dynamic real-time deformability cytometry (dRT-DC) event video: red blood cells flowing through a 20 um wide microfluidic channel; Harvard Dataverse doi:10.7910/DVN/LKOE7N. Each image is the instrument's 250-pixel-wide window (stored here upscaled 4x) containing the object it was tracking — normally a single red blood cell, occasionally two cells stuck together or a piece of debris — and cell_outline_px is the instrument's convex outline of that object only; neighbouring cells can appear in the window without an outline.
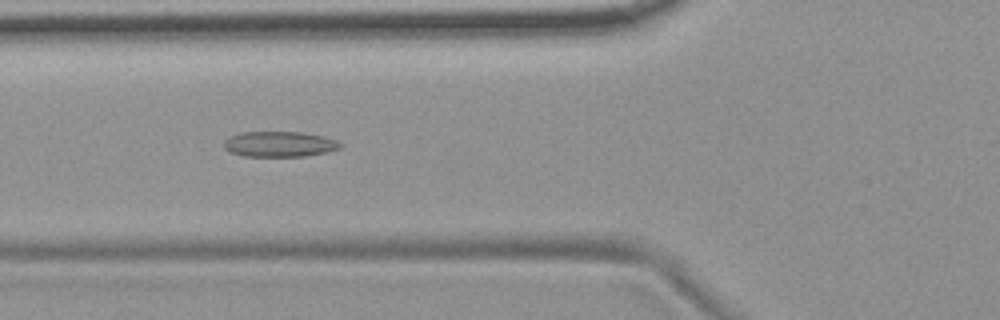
{"species": "common noctule bat (a hibernating species)", "species_latin": "Nyctalus noctula", "temperature_condition": "room temperature", "stored_images_in_passage": 49, "camera_frame_rate_fps": 3000, "um_per_image_px": 0.085, "animal": {"sex": "female", "body_mass_g": 19.9}, "frame": {"image": 1, "passage_image": 15, "time_ms": 4.667, "image_size_px": [1000, 320], "cell_outline_px": [[344, 144], [340, 148], [328, 152], [304, 156], [244, 156], [228, 152], [224, 148], [224, 140], [232, 136], [244, 132], [304, 132], [324, 136], [336, 140]], "centroid_in_image_um": [23.79, 12.25], "position_along_channel_um": 102.0, "area_um2": 17.34}}
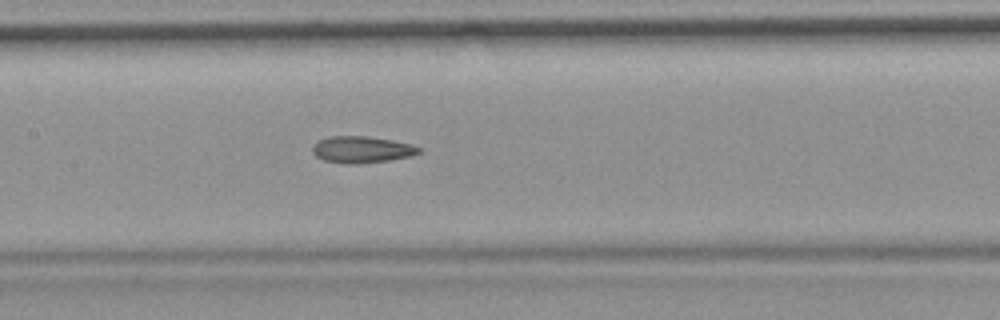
{"frame": {"image": 2, "passage_image": 21, "time_ms": 6.667, "image_size_px": [1000, 320], "cell_outline_px": [[424, 152], [412, 156], [388, 160], [356, 164], [348, 164], [324, 160], [316, 156], [312, 152], [312, 144], [328, 136], [368, 136], [392, 140], [412, 144], [424, 148]], "centroid_in_image_um": [30.8, 12.71], "position_along_channel_um": 176.6, "area_um2": 16.76}}
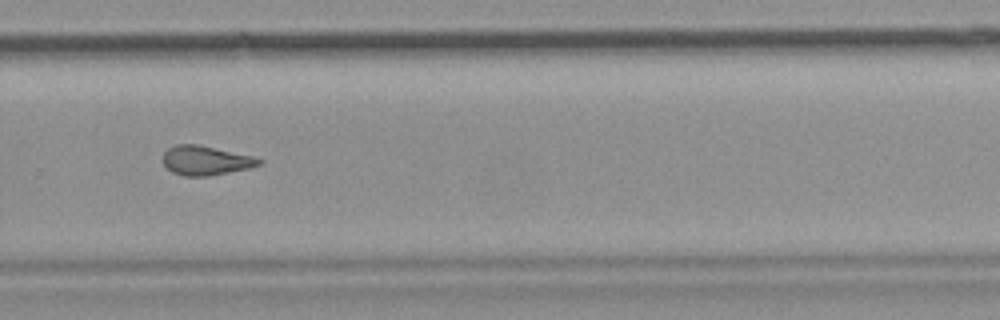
{"frame": {"image": 3, "passage_image": 32, "time_ms": 10.333, "image_size_px": [1000, 320], "cell_outline_px": [[264, 164], [248, 168], [208, 176], [184, 176], [172, 172], [164, 164], [164, 152], [168, 148], [176, 144], [196, 144], [252, 156], [264, 160]], "centroid_in_image_um": [17.5, 13.64], "position_along_channel_um": 312.3, "area_um2": 16.24}, "authors_computed_cell_mechanics": {"area_um2": 16.8198, "velocity_mm_per_s": 3.7188, "shape_relaxation_time_tau1_ms": null, "shape_relaxation_time_tau2_ms": 3.0015, "deformation_change_tau1": null, "deformation_change_tau2": 0.1132}}